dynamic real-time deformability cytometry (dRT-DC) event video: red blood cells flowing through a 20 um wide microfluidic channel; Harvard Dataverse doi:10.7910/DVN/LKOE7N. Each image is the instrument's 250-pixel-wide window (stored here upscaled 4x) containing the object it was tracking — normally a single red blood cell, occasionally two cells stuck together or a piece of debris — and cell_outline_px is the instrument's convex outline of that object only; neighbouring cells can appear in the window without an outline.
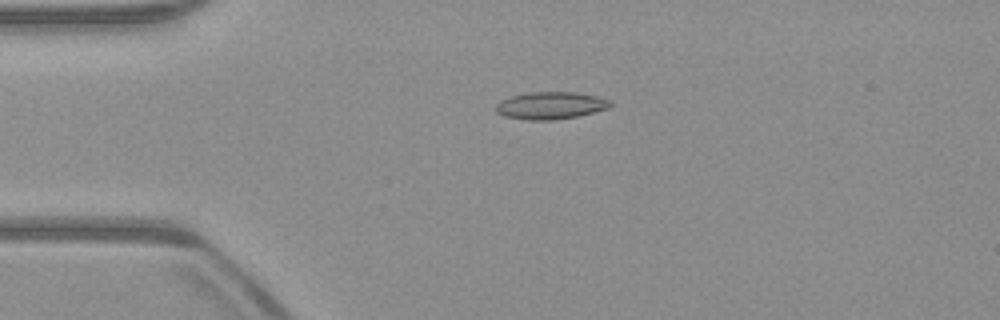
{"species": "common noctule bat (a hibernating species)", "species_latin": "Nyctalus noctula", "temperature_condition": "warm", "stored_images_in_passage": 52, "camera_frame_rate_fps": 3000, "um_per_image_px": 0.085, "animal": {"sex": "male", "body_mass_g": 23.1, "forearm_length_mm": 52.7}, "frame": {"image": 1, "passage_image": 12, "time_ms": 3.667, "image_size_px": [1000, 320], "cell_outline_px": [[612, 104], [608, 108], [580, 116], [552, 120], [528, 120], [504, 116], [496, 112], [496, 104], [500, 100], [512, 96], [532, 92], [576, 92], [596, 96], [612, 100]], "centroid_in_image_um": [46.82, 8.97], "position_along_channel_um": 38.2, "area_um2": 18.26}}
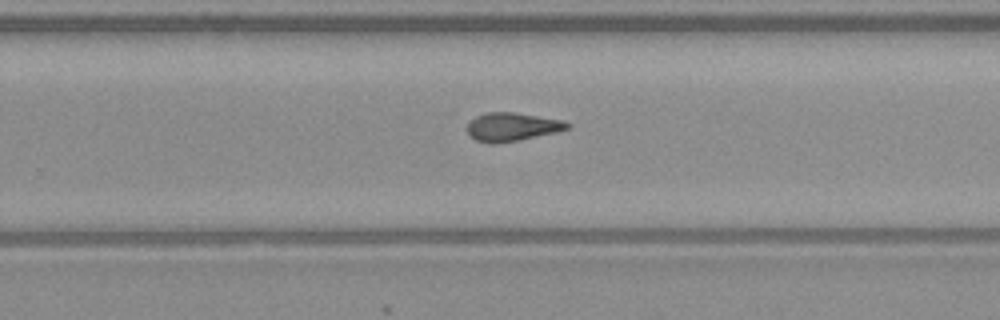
{"frame": {"image": 2, "passage_image": 33, "time_ms": 10.667, "image_size_px": [1000, 320], "cell_outline_px": [[572, 124], [568, 128], [560, 132], [496, 144], [492, 144], [476, 140], [468, 132], [468, 124], [476, 116], [484, 112], [512, 112], [564, 120]], "centroid_in_image_um": [43.57, 10.78], "position_along_channel_um": 286.2, "area_um2": 16.59}}
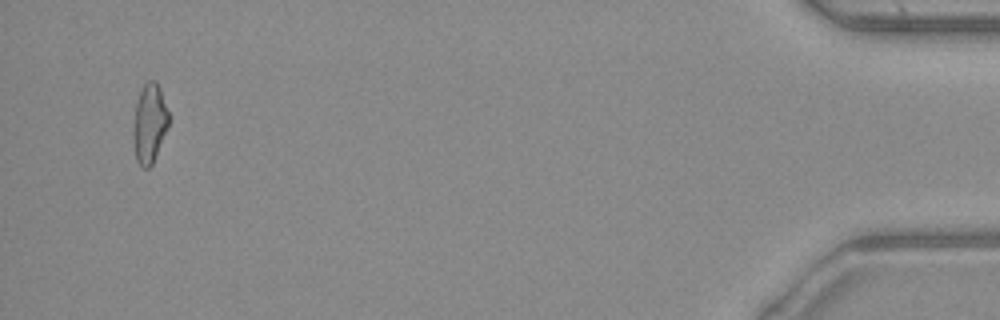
{"frame": {"image": 3, "passage_image": 50, "time_ms": 16.333, "image_size_px": [1000, 320], "cell_outline_px": [[168, 128], [152, 164], [148, 168], [140, 168], [136, 160], [132, 136], [132, 132], [136, 104], [140, 92], [144, 84], [148, 80], [156, 80], [160, 88], [168, 112]], "centroid_in_image_um": [12.69, 10.51], "position_along_channel_um": 422.5, "area_um2": 16.42}, "authors_computed_cell_mechanics": {"area_um2": 17.0221, "velocity_mm_per_s": 3.9688, "shape_relaxation_time_tau1_ms": null, "shape_relaxation_time_tau2_ms": 4.335, "deformation_change_tau1": null, "deformation_change_tau2": 0.133}}